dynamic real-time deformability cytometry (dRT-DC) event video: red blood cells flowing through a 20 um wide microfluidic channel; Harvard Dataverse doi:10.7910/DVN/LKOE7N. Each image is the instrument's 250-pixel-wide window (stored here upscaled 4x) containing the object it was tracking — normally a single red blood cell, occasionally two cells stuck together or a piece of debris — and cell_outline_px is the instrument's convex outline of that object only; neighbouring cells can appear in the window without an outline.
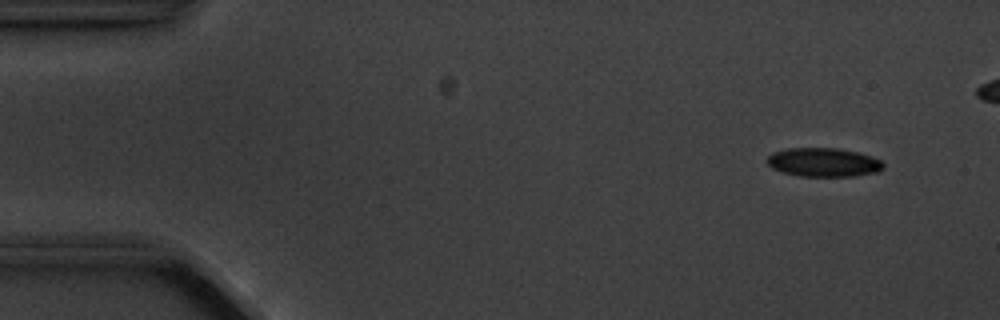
{"species": "common noctule bat (a hibernating species)", "species_latin": "Nyctalus noctula", "temperature_condition": "cold", "stored_images_in_passage": 8, "camera_frame_rate_fps": 3000, "um_per_image_px": 0.085, "animal": {"sex": "male", "body_mass_g": 20.1, "forearm_length_mm": 53.5}, "frame": {"image": 1, "passage_image": 1, "time_ms": 0.0, "image_size_px": [1000, 320], "cell_outline_px": [[884, 168], [876, 172], [856, 176], [800, 176], [784, 172], [772, 168], [768, 164], [768, 156], [772, 152], [788, 148], [840, 148], [872, 156], [880, 160], [884, 164]], "centroid_in_image_um": [70.01, 13.79], "position_along_channel_um": 15.0, "area_um2": 19.48}}
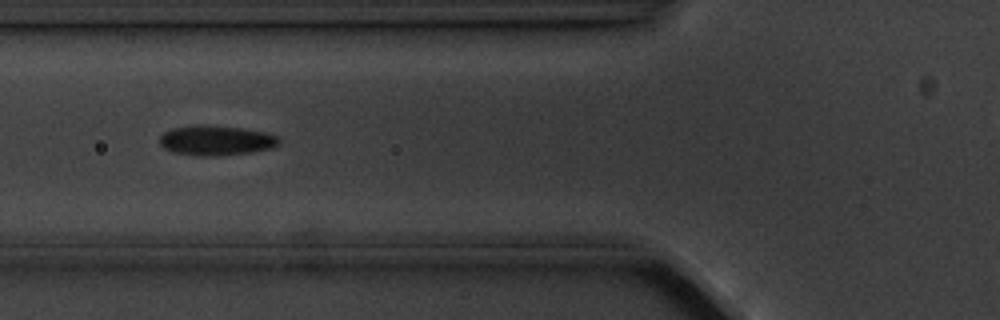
{"frame": {"image": 2, "passage_image": 5, "time_ms": 5.333, "image_size_px": [1000, 320], "cell_outline_px": [[280, 144], [272, 148], [252, 152], [224, 156], [196, 156], [172, 152], [164, 148], [160, 144], [160, 136], [164, 132], [172, 128], [204, 124], [244, 128], [264, 132], [276, 136], [280, 140]], "centroid_in_image_um": [18.37, 11.94], "position_along_channel_um": 107.4, "area_um2": 21.1}}